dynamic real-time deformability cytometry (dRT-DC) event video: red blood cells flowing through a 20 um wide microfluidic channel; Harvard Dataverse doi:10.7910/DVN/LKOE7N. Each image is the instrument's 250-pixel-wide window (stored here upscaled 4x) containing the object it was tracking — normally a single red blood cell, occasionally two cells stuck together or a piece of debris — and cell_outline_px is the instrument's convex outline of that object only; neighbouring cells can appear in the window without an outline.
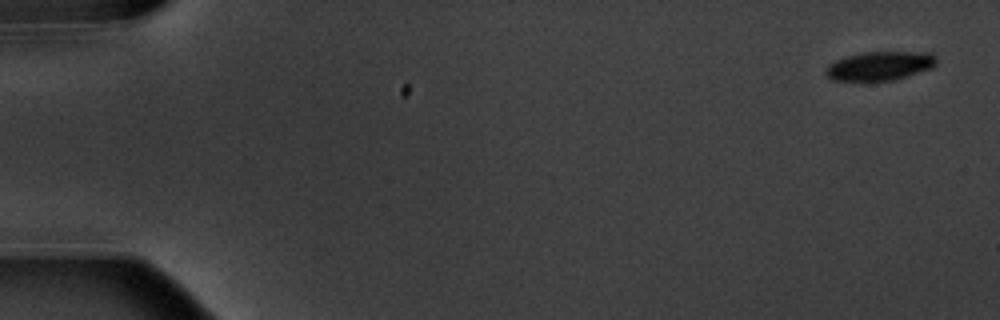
{"species": "common noctule bat (a hibernating species)", "species_latin": "Nyctalus noctula", "temperature_condition": "warm", "stored_images_in_passage": 15, "camera_frame_rate_fps": 3000, "um_per_image_px": 0.085, "animal": {"sex": "male", "body_mass_g": 20.1, "forearm_length_mm": 53.5}, "frame": {"image": 1, "passage_image": 1, "time_ms": 0.0, "image_size_px": [1000, 320], "cell_outline_px": [[936, 64], [932, 68], [896, 80], [832, 80], [824, 72], [828, 64], [836, 60], [848, 56], [864, 52], [932, 52], [936, 56]], "centroid_in_image_um": [74.82, 5.59], "position_along_channel_um": 10.2, "area_um2": 18.61}}
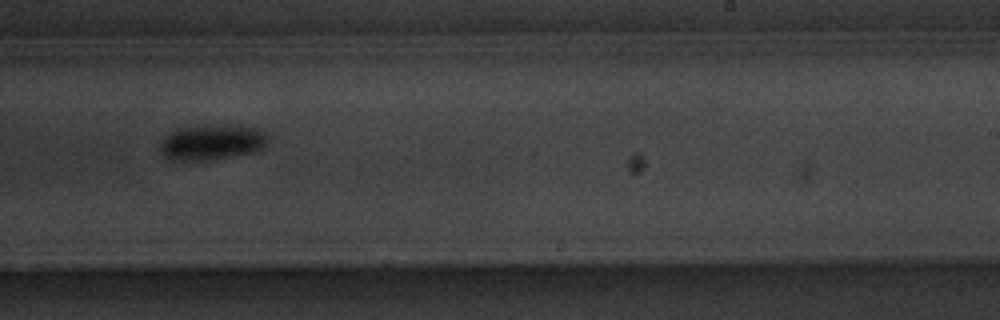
{"frame": {"image": 2, "passage_image": 10, "time_ms": 11.333, "image_size_px": [1000, 320], "cell_outline_px": [[268, 140], [264, 148], [256, 152], [216, 160], [168, 160], [160, 152], [160, 144], [172, 132], [180, 128], [216, 124], [240, 124], [260, 128], [264, 132]], "centroid_in_image_um": [18.09, 12.09], "position_along_channel_um": 270.9, "area_um2": 22.77}}
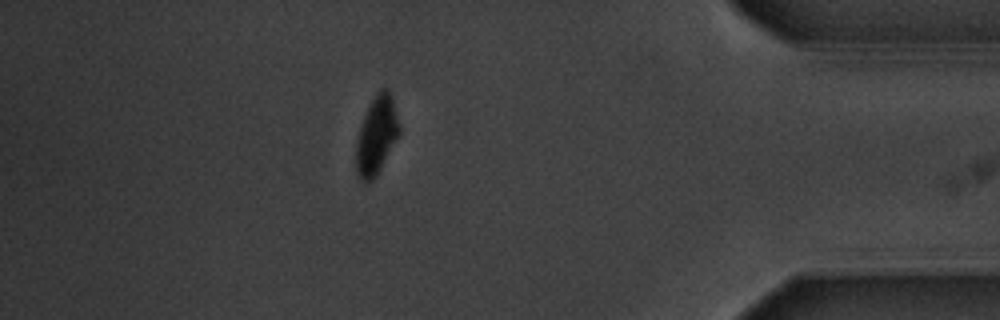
{"frame": {"image": 3, "passage_image": 14, "time_ms": 16.0, "image_size_px": [1000, 320], "cell_outline_px": [[400, 136], [372, 180], [364, 184], [356, 176], [356, 140], [364, 116], [372, 100], [380, 88], [388, 88], [400, 124]], "centroid_in_image_um": [32.0, 11.54], "position_along_channel_um": 403.2, "area_um2": 19.54}, "authors_computed_cell_mechanics": {"area_um2": 20.4034, "velocity_mm_per_s": 3.6181, "shape_relaxation_time_tau1_ms": 1.8501, "shape_relaxation_time_tau2_ms": null, "deformation_change_tau1": 0.1088, "deformation_change_tau2": null}}